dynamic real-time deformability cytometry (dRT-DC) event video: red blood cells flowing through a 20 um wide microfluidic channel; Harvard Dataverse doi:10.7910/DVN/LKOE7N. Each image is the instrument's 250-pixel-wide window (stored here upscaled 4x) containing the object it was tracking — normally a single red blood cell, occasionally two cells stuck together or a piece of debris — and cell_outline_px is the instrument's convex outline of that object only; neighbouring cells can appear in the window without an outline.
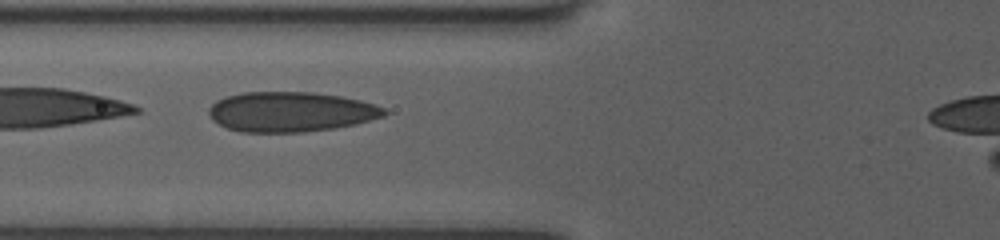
{"species": "human", "species_latin": "Homo sapiens", "temperature_condition": "room temperature", "stored_images_in_passage": 38, "camera_frame_rate_fps": 3000, "um_per_image_px": 0.085, "donor": {"sex": "female"}, "frame": {"image": 1, "passage_image": 10, "time_ms": 3.0, "image_size_px": [1000, 240], "cell_outline_px": [[388, 112], [384, 116], [356, 124], [336, 128], [304, 132], [240, 132], [228, 128], [212, 120], [208, 112], [208, 108], [216, 100], [228, 96], [244, 92], [312, 92], [340, 96], [360, 100], [384, 108]], "centroid_in_image_um": [24.7, 9.51], "position_along_channel_um": 101.1, "area_um2": 40.86}}
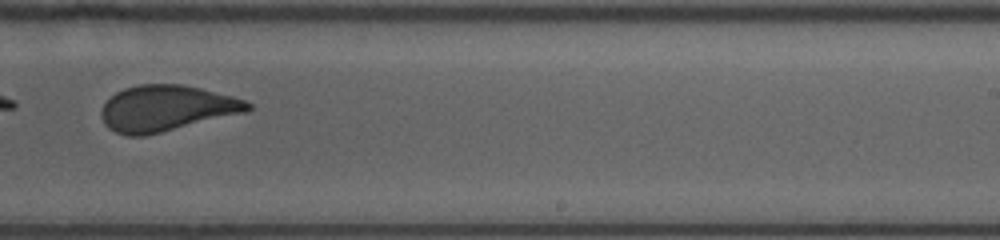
{"frame": {"image": 2, "passage_image": 23, "time_ms": 7.333, "image_size_px": [1000, 240], "cell_outline_px": [[252, 108], [248, 112], [144, 136], [128, 136], [116, 132], [108, 128], [104, 124], [100, 116], [100, 112], [104, 104], [116, 92], [124, 88], [140, 84], [180, 84], [200, 88], [232, 96], [244, 100], [252, 104]], "centroid_in_image_um": [14.14, 9.21], "position_along_channel_um": 274.9, "area_um2": 39.19}}
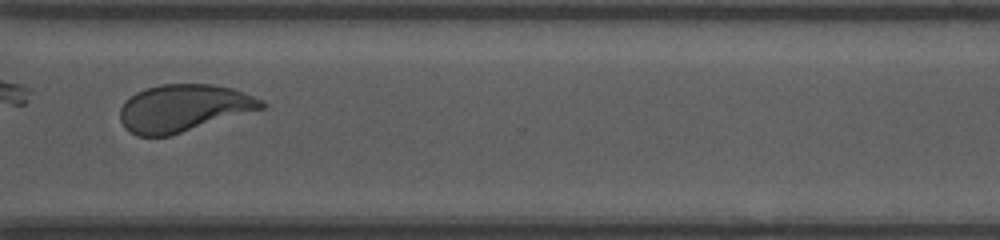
{"frame": {"image": 3, "passage_image": 29, "time_ms": 9.333, "image_size_px": [1000, 240], "cell_outline_px": [[268, 104], [264, 108], [168, 136], [136, 136], [124, 128], [120, 120], [120, 108], [124, 100], [136, 92], [160, 84], [212, 84], [232, 88], [252, 96]], "centroid_in_image_um": [15.55, 9.18], "position_along_channel_um": 355.1, "area_um2": 38.73}}